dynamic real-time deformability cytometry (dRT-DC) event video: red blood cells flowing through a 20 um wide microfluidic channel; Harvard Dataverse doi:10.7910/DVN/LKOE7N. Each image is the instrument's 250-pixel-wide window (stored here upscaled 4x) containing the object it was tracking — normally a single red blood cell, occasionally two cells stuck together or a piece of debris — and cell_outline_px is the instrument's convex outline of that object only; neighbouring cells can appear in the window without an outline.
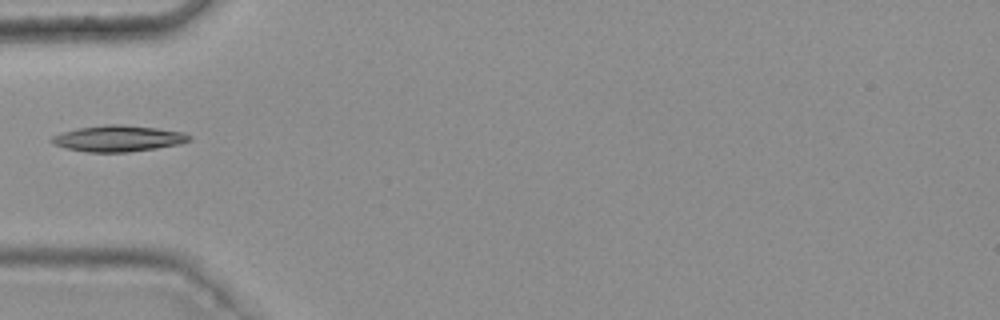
{"species": "common noctule bat (a hibernating species)", "species_latin": "Nyctalus noctula", "temperature_condition": "warm", "stored_images_in_passage": 5, "camera_frame_rate_fps": 3000, "um_per_image_px": 0.085, "animal": {"sex": "female", "body_mass_g": 25.1}, "frame": {"image": 1, "passage_image": 1, "time_ms": 0.0, "image_size_px": [1000, 320], "cell_outline_px": [[192, 140], [180, 144], [156, 148], [128, 152], [88, 152], [64, 148], [52, 144], [48, 140], [52, 136], [60, 132], [76, 128], [104, 124], [120, 124], [156, 128], [184, 132], [192, 136]], "centroid_in_image_um": [10.01, 11.77], "position_along_channel_um": 75.0, "area_um2": 21.27}}